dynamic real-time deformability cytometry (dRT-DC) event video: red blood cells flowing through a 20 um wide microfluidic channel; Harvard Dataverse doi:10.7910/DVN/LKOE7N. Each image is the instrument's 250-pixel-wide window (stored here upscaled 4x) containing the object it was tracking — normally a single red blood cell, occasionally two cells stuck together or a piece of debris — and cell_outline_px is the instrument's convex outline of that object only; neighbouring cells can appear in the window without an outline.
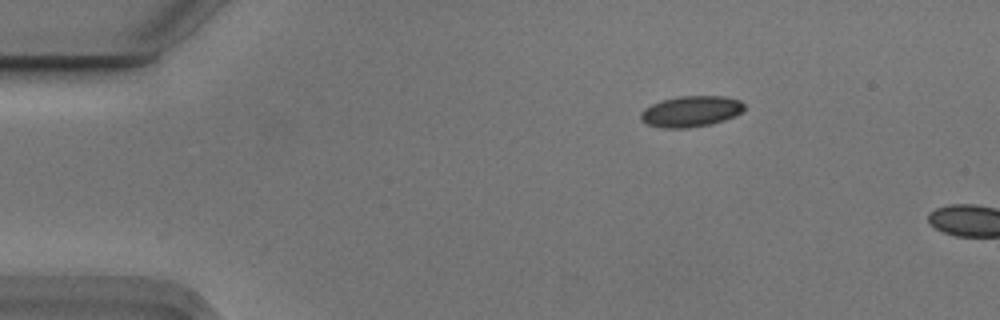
{"species": "Egyptian fruit bat (a non-hibernating species)", "species_latin": "Rousettus aegyptiacus", "temperature_condition": "cold", "stored_images_in_passage": 4, "camera_frame_rate_fps": 3000, "um_per_image_px": 0.085, "animal": {"sex": "male"}, "frame": {"image": 1, "passage_image": 1, "time_ms": 0.0, "image_size_px": [1000, 320], "cell_outline_px": [[744, 108], [736, 116], [724, 120], [708, 124], [688, 128], [660, 128], [648, 124], [640, 120], [640, 112], [644, 108], [660, 100], [680, 96], [724, 96], [740, 100], [744, 104]], "centroid_in_image_um": [58.7, 9.46], "position_along_channel_um": 26.3, "area_um2": 18.73}}